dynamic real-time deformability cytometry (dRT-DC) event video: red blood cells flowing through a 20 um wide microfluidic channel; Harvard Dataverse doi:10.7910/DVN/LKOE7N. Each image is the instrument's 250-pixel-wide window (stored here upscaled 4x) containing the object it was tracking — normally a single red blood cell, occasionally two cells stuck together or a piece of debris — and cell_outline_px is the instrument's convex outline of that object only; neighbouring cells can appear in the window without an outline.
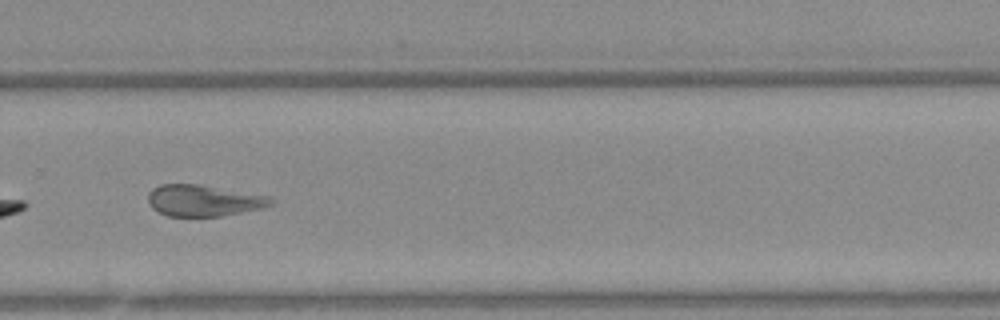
{"species": "Egyptian fruit bat (a non-hibernating species)", "species_latin": "Rousettus aegyptiacus", "temperature_condition": "warm", "stored_images_in_passage": 38, "camera_frame_rate_fps": 3000, "um_per_image_px": 0.085, "animal": {"sex": "female"}, "frame": {"image": 1, "passage_image": 22, "time_ms": 7.0, "image_size_px": [1000, 320], "cell_outline_px": [[276, 200], [272, 204], [260, 208], [220, 216], [168, 216], [152, 208], [148, 204], [148, 192], [152, 188], [160, 184], [196, 184], [268, 196]], "centroid_in_image_um": [17.25, 17.04], "position_along_channel_um": 312.5, "area_um2": 22.2}}